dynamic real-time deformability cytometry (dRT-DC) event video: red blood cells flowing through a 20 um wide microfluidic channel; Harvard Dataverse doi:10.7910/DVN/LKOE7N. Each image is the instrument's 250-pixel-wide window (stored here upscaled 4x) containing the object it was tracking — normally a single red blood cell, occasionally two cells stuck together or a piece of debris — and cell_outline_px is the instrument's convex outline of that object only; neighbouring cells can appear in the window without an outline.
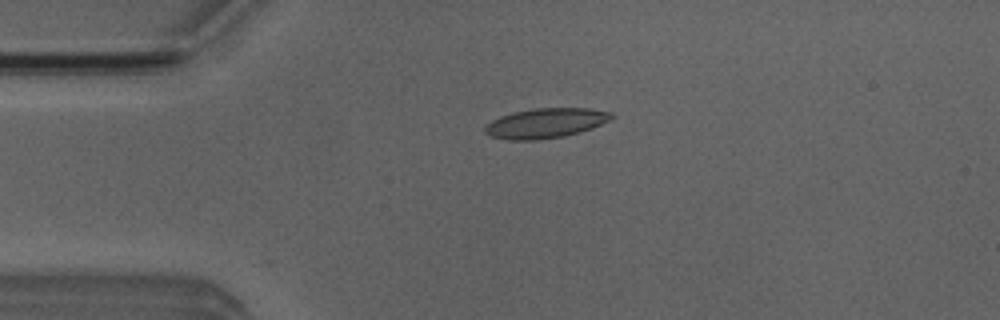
{"species": "Egyptian fruit bat (a non-hibernating species)", "species_latin": "Rousettus aegyptiacus", "temperature_condition": "room temperature", "stored_images_in_passage": 47, "camera_frame_rate_fps": 3000, "um_per_image_px": 0.085, "animal": {"sex": "male"}, "frame": {"image": 1, "passage_image": 9, "time_ms": 2.667, "image_size_px": [1000, 320], "cell_outline_px": [[616, 116], [612, 120], [592, 128], [580, 132], [564, 136], [536, 140], [508, 140], [488, 136], [484, 132], [484, 128], [492, 120], [500, 116], [512, 112], [532, 108], [588, 108], [612, 112]], "centroid_in_image_um": [46.39, 10.46], "position_along_channel_um": 38.6, "area_um2": 22.31}}
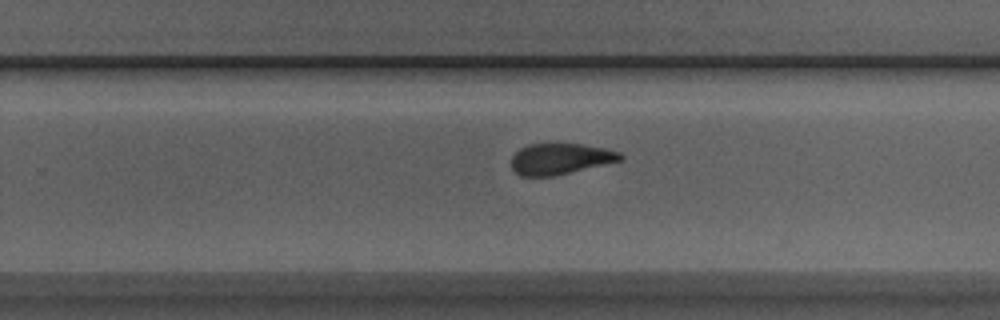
{"frame": {"image": 2, "passage_image": 30, "time_ms": 9.667, "image_size_px": [1000, 320], "cell_outline_px": [[624, 160], [556, 176], [520, 176], [512, 168], [512, 156], [520, 148], [528, 144], [580, 144], [604, 148], [620, 152], [624, 156]], "centroid_in_image_um": [47.66, 13.51], "position_along_channel_um": 282.1, "area_um2": 19.83}}
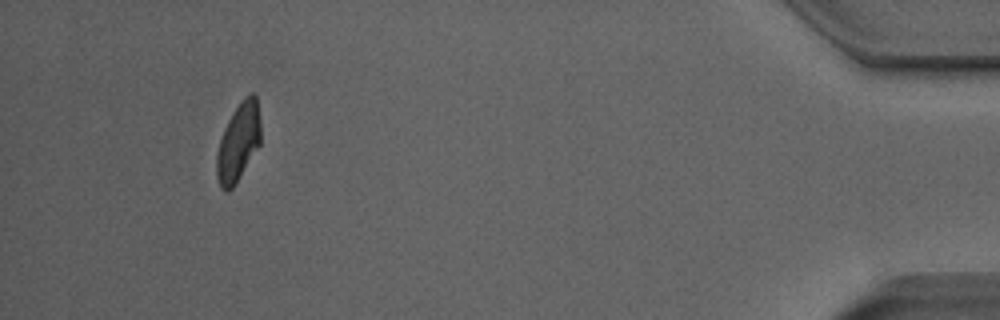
{"frame": {"image": 3, "passage_image": 46, "time_ms": 15.0, "image_size_px": [1000, 320], "cell_outline_px": [[260, 144], [232, 188], [228, 192], [224, 192], [220, 188], [216, 176], [216, 152], [224, 128], [232, 112], [240, 100], [244, 96], [252, 92], [256, 96], [260, 120]], "centroid_in_image_um": [20.24, 12.08], "position_along_channel_um": 415.0, "area_um2": 20.11}, "authors_computed_cell_mechanics": {"area_um2": 20.8658, "velocity_mm_per_s": 3.8695, "shape_relaxation_time_tau1_ms": 5.895, "shape_relaxation_time_tau2_ms": 2.2099, "deformation_change_tau1": 0.1692, "deformation_change_tau2": 0.0939}}